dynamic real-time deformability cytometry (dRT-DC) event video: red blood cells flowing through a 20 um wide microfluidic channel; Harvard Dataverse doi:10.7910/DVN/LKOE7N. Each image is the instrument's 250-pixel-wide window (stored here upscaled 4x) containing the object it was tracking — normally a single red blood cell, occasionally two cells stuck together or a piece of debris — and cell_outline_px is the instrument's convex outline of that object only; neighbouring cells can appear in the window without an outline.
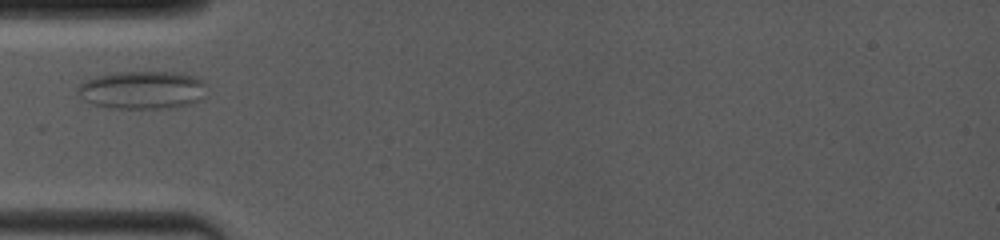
{"species": "common noctule bat (a hibernating species)", "species_latin": "Nyctalus noctula", "temperature_condition": "room temperature", "stored_images_in_passage": 19, "camera_frame_rate_fps": 4000, "um_per_image_px": 0.085, "animal": {"sex": "female", "body_mass_g": 19.0, "forearm_length_mm": 53.3}, "frame": {"image": 1, "passage_image": 1, "time_ms": 0.0, "image_size_px": [1000, 240], "cell_outline_px": [[208, 84], [196, 100], [192, 104], [168, 108], [108, 108], [92, 104], [84, 100], [76, 92], [76, 88], [80, 84], [96, 76], [116, 72], [176, 72], [192, 76]], "centroid_in_image_um": [12.03, 7.65], "position_along_channel_um": 73.0, "area_um2": 28.38}}
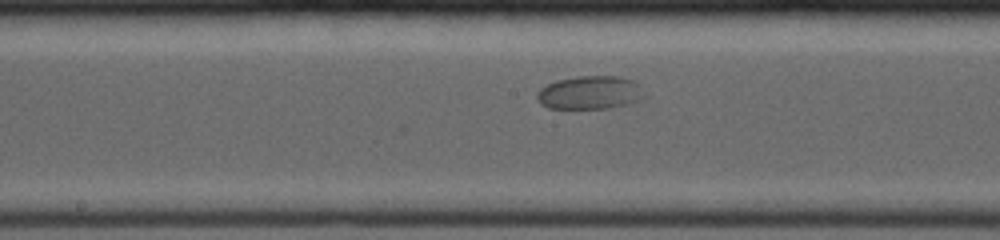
{"frame": {"image": 2, "passage_image": 11, "time_ms": 3.25, "image_size_px": [1000, 240], "cell_outline_px": [[648, 96], [628, 104], [612, 108], [548, 108], [540, 104], [536, 96], [536, 92], [540, 88], [556, 80], [580, 76], [616, 76], [636, 80], [640, 84]], "centroid_in_image_um": [50.19, 7.87], "position_along_channel_um": 198.0, "area_um2": 21.21}}
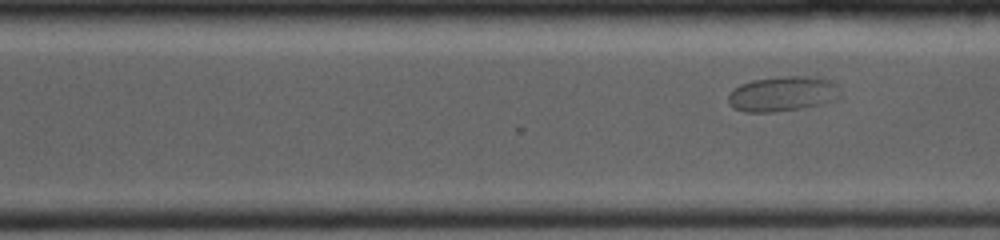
{"frame": {"image": 3, "passage_image": 19, "time_ms": 6.0, "image_size_px": [1000, 240], "cell_outline_px": [[844, 96], [836, 100], [824, 104], [804, 108], [776, 112], [744, 112], [736, 108], [728, 100], [728, 96], [740, 84], [752, 80], [776, 76], [808, 76], [828, 80]], "centroid_in_image_um": [66.56, 7.98], "position_along_channel_um": 304.0, "area_um2": 22.89}}